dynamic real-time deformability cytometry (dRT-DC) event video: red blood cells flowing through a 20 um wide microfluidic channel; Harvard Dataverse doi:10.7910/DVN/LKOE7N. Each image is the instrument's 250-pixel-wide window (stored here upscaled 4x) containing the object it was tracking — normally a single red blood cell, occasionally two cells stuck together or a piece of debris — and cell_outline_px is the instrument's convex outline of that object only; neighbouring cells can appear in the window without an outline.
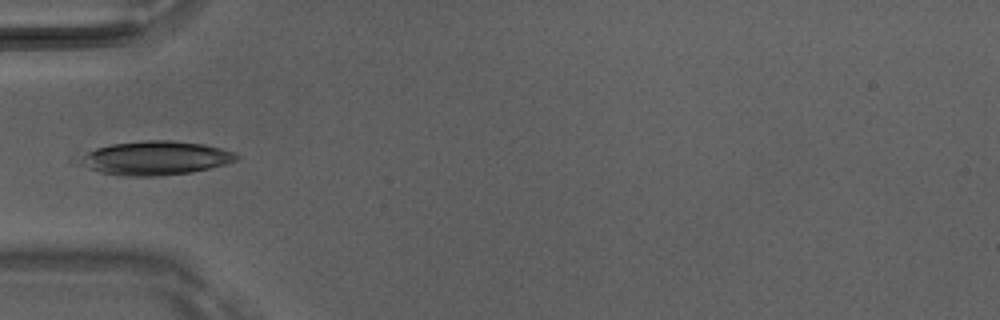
{"species": "Egyptian fruit bat (a non-hibernating species)", "species_latin": "Rousettus aegyptiacus", "temperature_condition": "room temperature", "stored_images_in_passage": 5, "camera_frame_rate_fps": 3000, "um_per_image_px": 0.085, "animal": {"sex": "male"}, "frame": {"image": 1, "passage_image": 5, "time_ms": 1.333, "image_size_px": [1000, 320], "cell_outline_px": [[240, 156], [236, 160], [224, 164], [192, 172], [156, 176], [124, 176], [100, 172], [88, 168], [80, 164], [76, 160], [88, 152], [96, 148], [112, 144], [144, 140], [172, 140], [204, 144], [236, 152]], "centroid_in_image_um": [13.21, 13.43], "position_along_channel_um": 71.8, "area_um2": 30.87}}